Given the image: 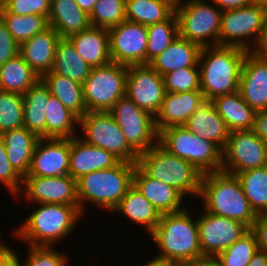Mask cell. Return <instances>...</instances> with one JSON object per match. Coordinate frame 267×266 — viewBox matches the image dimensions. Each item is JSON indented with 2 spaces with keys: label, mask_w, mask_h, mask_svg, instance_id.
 Returning <instances> with one entry per match:
<instances>
[{
  "label": "cell",
  "mask_w": 267,
  "mask_h": 266,
  "mask_svg": "<svg viewBox=\"0 0 267 266\" xmlns=\"http://www.w3.org/2000/svg\"><path fill=\"white\" fill-rule=\"evenodd\" d=\"M23 95L0 90V135L23 127Z\"/></svg>",
  "instance_id": "cell-42"
},
{
  "label": "cell",
  "mask_w": 267,
  "mask_h": 266,
  "mask_svg": "<svg viewBox=\"0 0 267 266\" xmlns=\"http://www.w3.org/2000/svg\"><path fill=\"white\" fill-rule=\"evenodd\" d=\"M267 165V143L252 130L231 131L222 150L221 171L236 175Z\"/></svg>",
  "instance_id": "cell-12"
},
{
  "label": "cell",
  "mask_w": 267,
  "mask_h": 266,
  "mask_svg": "<svg viewBox=\"0 0 267 266\" xmlns=\"http://www.w3.org/2000/svg\"><path fill=\"white\" fill-rule=\"evenodd\" d=\"M145 261L144 263L142 262V264H139L138 266H175L174 263L155 257H152L151 259L148 260L146 259Z\"/></svg>",
  "instance_id": "cell-55"
},
{
  "label": "cell",
  "mask_w": 267,
  "mask_h": 266,
  "mask_svg": "<svg viewBox=\"0 0 267 266\" xmlns=\"http://www.w3.org/2000/svg\"><path fill=\"white\" fill-rule=\"evenodd\" d=\"M190 163L201 174L221 171L222 150L213 142L193 134L190 146Z\"/></svg>",
  "instance_id": "cell-38"
},
{
  "label": "cell",
  "mask_w": 267,
  "mask_h": 266,
  "mask_svg": "<svg viewBox=\"0 0 267 266\" xmlns=\"http://www.w3.org/2000/svg\"><path fill=\"white\" fill-rule=\"evenodd\" d=\"M221 11L249 6L257 0H211Z\"/></svg>",
  "instance_id": "cell-52"
},
{
  "label": "cell",
  "mask_w": 267,
  "mask_h": 266,
  "mask_svg": "<svg viewBox=\"0 0 267 266\" xmlns=\"http://www.w3.org/2000/svg\"><path fill=\"white\" fill-rule=\"evenodd\" d=\"M197 226L202 255L216 257L243 236L249 228L240 221L200 211Z\"/></svg>",
  "instance_id": "cell-14"
},
{
  "label": "cell",
  "mask_w": 267,
  "mask_h": 266,
  "mask_svg": "<svg viewBox=\"0 0 267 266\" xmlns=\"http://www.w3.org/2000/svg\"><path fill=\"white\" fill-rule=\"evenodd\" d=\"M190 208L187 205L178 212L161 215L158 225L149 235L159 251L154 255L155 258L182 264L204 257L199 241L197 217H193Z\"/></svg>",
  "instance_id": "cell-2"
},
{
  "label": "cell",
  "mask_w": 267,
  "mask_h": 266,
  "mask_svg": "<svg viewBox=\"0 0 267 266\" xmlns=\"http://www.w3.org/2000/svg\"><path fill=\"white\" fill-rule=\"evenodd\" d=\"M193 134L184 126L168 127L158 133V144L167 152L190 163Z\"/></svg>",
  "instance_id": "cell-43"
},
{
  "label": "cell",
  "mask_w": 267,
  "mask_h": 266,
  "mask_svg": "<svg viewBox=\"0 0 267 266\" xmlns=\"http://www.w3.org/2000/svg\"><path fill=\"white\" fill-rule=\"evenodd\" d=\"M0 137L4 141L8 160L24 179L30 169L32 155L40 138L25 127L6 131Z\"/></svg>",
  "instance_id": "cell-27"
},
{
  "label": "cell",
  "mask_w": 267,
  "mask_h": 266,
  "mask_svg": "<svg viewBox=\"0 0 267 266\" xmlns=\"http://www.w3.org/2000/svg\"><path fill=\"white\" fill-rule=\"evenodd\" d=\"M1 240L2 238H0V259L11 249L9 244L7 245V243L4 242L5 240Z\"/></svg>",
  "instance_id": "cell-59"
},
{
  "label": "cell",
  "mask_w": 267,
  "mask_h": 266,
  "mask_svg": "<svg viewBox=\"0 0 267 266\" xmlns=\"http://www.w3.org/2000/svg\"><path fill=\"white\" fill-rule=\"evenodd\" d=\"M258 250L256 236L249 229L215 258L218 260L220 266H246Z\"/></svg>",
  "instance_id": "cell-40"
},
{
  "label": "cell",
  "mask_w": 267,
  "mask_h": 266,
  "mask_svg": "<svg viewBox=\"0 0 267 266\" xmlns=\"http://www.w3.org/2000/svg\"><path fill=\"white\" fill-rule=\"evenodd\" d=\"M51 0H11L3 8L16 15L38 14L48 18Z\"/></svg>",
  "instance_id": "cell-47"
},
{
  "label": "cell",
  "mask_w": 267,
  "mask_h": 266,
  "mask_svg": "<svg viewBox=\"0 0 267 266\" xmlns=\"http://www.w3.org/2000/svg\"><path fill=\"white\" fill-rule=\"evenodd\" d=\"M91 70L92 67L77 53L71 41L60 38L51 71L83 84Z\"/></svg>",
  "instance_id": "cell-33"
},
{
  "label": "cell",
  "mask_w": 267,
  "mask_h": 266,
  "mask_svg": "<svg viewBox=\"0 0 267 266\" xmlns=\"http://www.w3.org/2000/svg\"><path fill=\"white\" fill-rule=\"evenodd\" d=\"M49 96V89L41 79L23 94V127L36 134L39 138H46L45 112Z\"/></svg>",
  "instance_id": "cell-30"
},
{
  "label": "cell",
  "mask_w": 267,
  "mask_h": 266,
  "mask_svg": "<svg viewBox=\"0 0 267 266\" xmlns=\"http://www.w3.org/2000/svg\"><path fill=\"white\" fill-rule=\"evenodd\" d=\"M0 266H21L19 257L12 248L0 259Z\"/></svg>",
  "instance_id": "cell-53"
},
{
  "label": "cell",
  "mask_w": 267,
  "mask_h": 266,
  "mask_svg": "<svg viewBox=\"0 0 267 266\" xmlns=\"http://www.w3.org/2000/svg\"><path fill=\"white\" fill-rule=\"evenodd\" d=\"M199 199L205 211L240 221L249 229L256 220L236 175L224 171L202 174Z\"/></svg>",
  "instance_id": "cell-4"
},
{
  "label": "cell",
  "mask_w": 267,
  "mask_h": 266,
  "mask_svg": "<svg viewBox=\"0 0 267 266\" xmlns=\"http://www.w3.org/2000/svg\"><path fill=\"white\" fill-rule=\"evenodd\" d=\"M168 5L175 12L179 9V7L185 2V0H157Z\"/></svg>",
  "instance_id": "cell-58"
},
{
  "label": "cell",
  "mask_w": 267,
  "mask_h": 266,
  "mask_svg": "<svg viewBox=\"0 0 267 266\" xmlns=\"http://www.w3.org/2000/svg\"><path fill=\"white\" fill-rule=\"evenodd\" d=\"M108 112L121 128L129 146L138 155L158 143L155 117L139 108L128 96L120 98Z\"/></svg>",
  "instance_id": "cell-11"
},
{
  "label": "cell",
  "mask_w": 267,
  "mask_h": 266,
  "mask_svg": "<svg viewBox=\"0 0 267 266\" xmlns=\"http://www.w3.org/2000/svg\"><path fill=\"white\" fill-rule=\"evenodd\" d=\"M40 79L48 87L50 94L79 119L87 113L83 84L52 71L45 73Z\"/></svg>",
  "instance_id": "cell-31"
},
{
  "label": "cell",
  "mask_w": 267,
  "mask_h": 266,
  "mask_svg": "<svg viewBox=\"0 0 267 266\" xmlns=\"http://www.w3.org/2000/svg\"><path fill=\"white\" fill-rule=\"evenodd\" d=\"M0 18L6 24L13 39L21 44L34 35L44 31L49 27L48 18L43 15H16L0 8Z\"/></svg>",
  "instance_id": "cell-36"
},
{
  "label": "cell",
  "mask_w": 267,
  "mask_h": 266,
  "mask_svg": "<svg viewBox=\"0 0 267 266\" xmlns=\"http://www.w3.org/2000/svg\"><path fill=\"white\" fill-rule=\"evenodd\" d=\"M163 79L168 93L200 90L199 67L180 68L165 74Z\"/></svg>",
  "instance_id": "cell-45"
},
{
  "label": "cell",
  "mask_w": 267,
  "mask_h": 266,
  "mask_svg": "<svg viewBox=\"0 0 267 266\" xmlns=\"http://www.w3.org/2000/svg\"><path fill=\"white\" fill-rule=\"evenodd\" d=\"M133 186L161 215L178 212L185 208L184 202H187V199L178 190L151 178L138 164L133 173Z\"/></svg>",
  "instance_id": "cell-19"
},
{
  "label": "cell",
  "mask_w": 267,
  "mask_h": 266,
  "mask_svg": "<svg viewBox=\"0 0 267 266\" xmlns=\"http://www.w3.org/2000/svg\"><path fill=\"white\" fill-rule=\"evenodd\" d=\"M251 52L258 57L267 59V9L265 12L261 34Z\"/></svg>",
  "instance_id": "cell-51"
},
{
  "label": "cell",
  "mask_w": 267,
  "mask_h": 266,
  "mask_svg": "<svg viewBox=\"0 0 267 266\" xmlns=\"http://www.w3.org/2000/svg\"><path fill=\"white\" fill-rule=\"evenodd\" d=\"M137 164L151 178L174 187L185 198H199L202 174L187 160L170 154L158 143L141 153Z\"/></svg>",
  "instance_id": "cell-6"
},
{
  "label": "cell",
  "mask_w": 267,
  "mask_h": 266,
  "mask_svg": "<svg viewBox=\"0 0 267 266\" xmlns=\"http://www.w3.org/2000/svg\"><path fill=\"white\" fill-rule=\"evenodd\" d=\"M48 22L61 38H69L91 26L89 15L74 0H51Z\"/></svg>",
  "instance_id": "cell-25"
},
{
  "label": "cell",
  "mask_w": 267,
  "mask_h": 266,
  "mask_svg": "<svg viewBox=\"0 0 267 266\" xmlns=\"http://www.w3.org/2000/svg\"><path fill=\"white\" fill-rule=\"evenodd\" d=\"M20 44H18L6 24L0 18V66L6 61L19 54Z\"/></svg>",
  "instance_id": "cell-48"
},
{
  "label": "cell",
  "mask_w": 267,
  "mask_h": 266,
  "mask_svg": "<svg viewBox=\"0 0 267 266\" xmlns=\"http://www.w3.org/2000/svg\"><path fill=\"white\" fill-rule=\"evenodd\" d=\"M195 266H220L215 257H202L195 259Z\"/></svg>",
  "instance_id": "cell-57"
},
{
  "label": "cell",
  "mask_w": 267,
  "mask_h": 266,
  "mask_svg": "<svg viewBox=\"0 0 267 266\" xmlns=\"http://www.w3.org/2000/svg\"><path fill=\"white\" fill-rule=\"evenodd\" d=\"M265 12L258 0L249 6L222 11L219 46L251 51L261 34Z\"/></svg>",
  "instance_id": "cell-9"
},
{
  "label": "cell",
  "mask_w": 267,
  "mask_h": 266,
  "mask_svg": "<svg viewBox=\"0 0 267 266\" xmlns=\"http://www.w3.org/2000/svg\"><path fill=\"white\" fill-rule=\"evenodd\" d=\"M0 184L6 187L10 196L15 198L21 192L23 187V178L14 170L8 160L6 147L3 139L0 137Z\"/></svg>",
  "instance_id": "cell-46"
},
{
  "label": "cell",
  "mask_w": 267,
  "mask_h": 266,
  "mask_svg": "<svg viewBox=\"0 0 267 266\" xmlns=\"http://www.w3.org/2000/svg\"><path fill=\"white\" fill-rule=\"evenodd\" d=\"M60 38L61 36L49 26L20 44L19 54L39 78L52 70Z\"/></svg>",
  "instance_id": "cell-22"
},
{
  "label": "cell",
  "mask_w": 267,
  "mask_h": 266,
  "mask_svg": "<svg viewBox=\"0 0 267 266\" xmlns=\"http://www.w3.org/2000/svg\"><path fill=\"white\" fill-rule=\"evenodd\" d=\"M68 39L91 67H101L112 62L108 29L90 26Z\"/></svg>",
  "instance_id": "cell-23"
},
{
  "label": "cell",
  "mask_w": 267,
  "mask_h": 266,
  "mask_svg": "<svg viewBox=\"0 0 267 266\" xmlns=\"http://www.w3.org/2000/svg\"><path fill=\"white\" fill-rule=\"evenodd\" d=\"M175 266H195V260H189L182 264H175Z\"/></svg>",
  "instance_id": "cell-60"
},
{
  "label": "cell",
  "mask_w": 267,
  "mask_h": 266,
  "mask_svg": "<svg viewBox=\"0 0 267 266\" xmlns=\"http://www.w3.org/2000/svg\"><path fill=\"white\" fill-rule=\"evenodd\" d=\"M252 131L267 143V110L256 112Z\"/></svg>",
  "instance_id": "cell-50"
},
{
  "label": "cell",
  "mask_w": 267,
  "mask_h": 266,
  "mask_svg": "<svg viewBox=\"0 0 267 266\" xmlns=\"http://www.w3.org/2000/svg\"><path fill=\"white\" fill-rule=\"evenodd\" d=\"M165 95L164 79L149 64L127 66L126 96L139 108L156 116Z\"/></svg>",
  "instance_id": "cell-15"
},
{
  "label": "cell",
  "mask_w": 267,
  "mask_h": 266,
  "mask_svg": "<svg viewBox=\"0 0 267 266\" xmlns=\"http://www.w3.org/2000/svg\"><path fill=\"white\" fill-rule=\"evenodd\" d=\"M40 78L18 54L0 66V90L25 94Z\"/></svg>",
  "instance_id": "cell-34"
},
{
  "label": "cell",
  "mask_w": 267,
  "mask_h": 266,
  "mask_svg": "<svg viewBox=\"0 0 267 266\" xmlns=\"http://www.w3.org/2000/svg\"><path fill=\"white\" fill-rule=\"evenodd\" d=\"M175 13L180 37L201 48L219 45L222 11L211 0H186Z\"/></svg>",
  "instance_id": "cell-7"
},
{
  "label": "cell",
  "mask_w": 267,
  "mask_h": 266,
  "mask_svg": "<svg viewBox=\"0 0 267 266\" xmlns=\"http://www.w3.org/2000/svg\"><path fill=\"white\" fill-rule=\"evenodd\" d=\"M70 139L40 138L27 176L57 177L69 174Z\"/></svg>",
  "instance_id": "cell-17"
},
{
  "label": "cell",
  "mask_w": 267,
  "mask_h": 266,
  "mask_svg": "<svg viewBox=\"0 0 267 266\" xmlns=\"http://www.w3.org/2000/svg\"><path fill=\"white\" fill-rule=\"evenodd\" d=\"M205 101L201 90L181 93L165 92L162 106L155 116L157 133L168 127L184 126L189 117Z\"/></svg>",
  "instance_id": "cell-20"
},
{
  "label": "cell",
  "mask_w": 267,
  "mask_h": 266,
  "mask_svg": "<svg viewBox=\"0 0 267 266\" xmlns=\"http://www.w3.org/2000/svg\"><path fill=\"white\" fill-rule=\"evenodd\" d=\"M246 266H267V252L258 250Z\"/></svg>",
  "instance_id": "cell-54"
},
{
  "label": "cell",
  "mask_w": 267,
  "mask_h": 266,
  "mask_svg": "<svg viewBox=\"0 0 267 266\" xmlns=\"http://www.w3.org/2000/svg\"><path fill=\"white\" fill-rule=\"evenodd\" d=\"M89 18L91 26L109 30L126 20V1L97 0Z\"/></svg>",
  "instance_id": "cell-41"
},
{
  "label": "cell",
  "mask_w": 267,
  "mask_h": 266,
  "mask_svg": "<svg viewBox=\"0 0 267 266\" xmlns=\"http://www.w3.org/2000/svg\"><path fill=\"white\" fill-rule=\"evenodd\" d=\"M228 130H252L256 111L242 98L239 91L211 100Z\"/></svg>",
  "instance_id": "cell-29"
},
{
  "label": "cell",
  "mask_w": 267,
  "mask_h": 266,
  "mask_svg": "<svg viewBox=\"0 0 267 266\" xmlns=\"http://www.w3.org/2000/svg\"><path fill=\"white\" fill-rule=\"evenodd\" d=\"M267 9V0H258Z\"/></svg>",
  "instance_id": "cell-62"
},
{
  "label": "cell",
  "mask_w": 267,
  "mask_h": 266,
  "mask_svg": "<svg viewBox=\"0 0 267 266\" xmlns=\"http://www.w3.org/2000/svg\"><path fill=\"white\" fill-rule=\"evenodd\" d=\"M119 161L111 152L88 144L78 136L70 139L69 175L76 181L91 172L114 167Z\"/></svg>",
  "instance_id": "cell-21"
},
{
  "label": "cell",
  "mask_w": 267,
  "mask_h": 266,
  "mask_svg": "<svg viewBox=\"0 0 267 266\" xmlns=\"http://www.w3.org/2000/svg\"><path fill=\"white\" fill-rule=\"evenodd\" d=\"M174 13L157 0H126V20L145 26L168 20Z\"/></svg>",
  "instance_id": "cell-37"
},
{
  "label": "cell",
  "mask_w": 267,
  "mask_h": 266,
  "mask_svg": "<svg viewBox=\"0 0 267 266\" xmlns=\"http://www.w3.org/2000/svg\"><path fill=\"white\" fill-rule=\"evenodd\" d=\"M78 129L77 136L84 142L111 152L120 161L137 164L139 155L129 146L121 128L108 111L87 112L79 119Z\"/></svg>",
  "instance_id": "cell-8"
},
{
  "label": "cell",
  "mask_w": 267,
  "mask_h": 266,
  "mask_svg": "<svg viewBox=\"0 0 267 266\" xmlns=\"http://www.w3.org/2000/svg\"><path fill=\"white\" fill-rule=\"evenodd\" d=\"M192 134L209 140L221 150L226 146L230 131L211 101H205L184 125Z\"/></svg>",
  "instance_id": "cell-24"
},
{
  "label": "cell",
  "mask_w": 267,
  "mask_h": 266,
  "mask_svg": "<svg viewBox=\"0 0 267 266\" xmlns=\"http://www.w3.org/2000/svg\"><path fill=\"white\" fill-rule=\"evenodd\" d=\"M11 0H0V8H3Z\"/></svg>",
  "instance_id": "cell-61"
},
{
  "label": "cell",
  "mask_w": 267,
  "mask_h": 266,
  "mask_svg": "<svg viewBox=\"0 0 267 266\" xmlns=\"http://www.w3.org/2000/svg\"><path fill=\"white\" fill-rule=\"evenodd\" d=\"M113 212L122 215L130 223L133 221V224L145 228L147 235L154 231L161 217L157 209L133 185Z\"/></svg>",
  "instance_id": "cell-28"
},
{
  "label": "cell",
  "mask_w": 267,
  "mask_h": 266,
  "mask_svg": "<svg viewBox=\"0 0 267 266\" xmlns=\"http://www.w3.org/2000/svg\"><path fill=\"white\" fill-rule=\"evenodd\" d=\"M251 208L258 214H267V165L236 174Z\"/></svg>",
  "instance_id": "cell-35"
},
{
  "label": "cell",
  "mask_w": 267,
  "mask_h": 266,
  "mask_svg": "<svg viewBox=\"0 0 267 266\" xmlns=\"http://www.w3.org/2000/svg\"><path fill=\"white\" fill-rule=\"evenodd\" d=\"M251 230L256 236L258 249L267 252V214H258Z\"/></svg>",
  "instance_id": "cell-49"
},
{
  "label": "cell",
  "mask_w": 267,
  "mask_h": 266,
  "mask_svg": "<svg viewBox=\"0 0 267 266\" xmlns=\"http://www.w3.org/2000/svg\"><path fill=\"white\" fill-rule=\"evenodd\" d=\"M80 9H82L88 15L93 11L94 5L97 0H74Z\"/></svg>",
  "instance_id": "cell-56"
},
{
  "label": "cell",
  "mask_w": 267,
  "mask_h": 266,
  "mask_svg": "<svg viewBox=\"0 0 267 266\" xmlns=\"http://www.w3.org/2000/svg\"><path fill=\"white\" fill-rule=\"evenodd\" d=\"M148 43L146 48V64H149L163 52L179 35L178 19L174 13L168 20L147 26Z\"/></svg>",
  "instance_id": "cell-39"
},
{
  "label": "cell",
  "mask_w": 267,
  "mask_h": 266,
  "mask_svg": "<svg viewBox=\"0 0 267 266\" xmlns=\"http://www.w3.org/2000/svg\"><path fill=\"white\" fill-rule=\"evenodd\" d=\"M32 213L12 231L13 236L28 246L57 247L70 239L83 214L72 205L33 204ZM80 221V222H79ZM22 240V241H21Z\"/></svg>",
  "instance_id": "cell-1"
},
{
  "label": "cell",
  "mask_w": 267,
  "mask_h": 266,
  "mask_svg": "<svg viewBox=\"0 0 267 266\" xmlns=\"http://www.w3.org/2000/svg\"><path fill=\"white\" fill-rule=\"evenodd\" d=\"M135 166L136 164L119 161L114 167L94 171L79 178L77 197L83 216L87 214L88 204L112 213L133 185Z\"/></svg>",
  "instance_id": "cell-5"
},
{
  "label": "cell",
  "mask_w": 267,
  "mask_h": 266,
  "mask_svg": "<svg viewBox=\"0 0 267 266\" xmlns=\"http://www.w3.org/2000/svg\"><path fill=\"white\" fill-rule=\"evenodd\" d=\"M109 35L113 63L126 66L146 64L147 26L124 20L109 29Z\"/></svg>",
  "instance_id": "cell-16"
},
{
  "label": "cell",
  "mask_w": 267,
  "mask_h": 266,
  "mask_svg": "<svg viewBox=\"0 0 267 266\" xmlns=\"http://www.w3.org/2000/svg\"><path fill=\"white\" fill-rule=\"evenodd\" d=\"M20 198L31 205L64 204L75 206L80 211L77 181L69 174L57 177L26 176L21 192L14 199L21 203Z\"/></svg>",
  "instance_id": "cell-13"
},
{
  "label": "cell",
  "mask_w": 267,
  "mask_h": 266,
  "mask_svg": "<svg viewBox=\"0 0 267 266\" xmlns=\"http://www.w3.org/2000/svg\"><path fill=\"white\" fill-rule=\"evenodd\" d=\"M45 114L46 138L71 139L78 135L79 118L52 94Z\"/></svg>",
  "instance_id": "cell-32"
},
{
  "label": "cell",
  "mask_w": 267,
  "mask_h": 266,
  "mask_svg": "<svg viewBox=\"0 0 267 266\" xmlns=\"http://www.w3.org/2000/svg\"><path fill=\"white\" fill-rule=\"evenodd\" d=\"M127 66L109 63L92 67L83 83L84 101L87 112H107L126 95Z\"/></svg>",
  "instance_id": "cell-10"
},
{
  "label": "cell",
  "mask_w": 267,
  "mask_h": 266,
  "mask_svg": "<svg viewBox=\"0 0 267 266\" xmlns=\"http://www.w3.org/2000/svg\"><path fill=\"white\" fill-rule=\"evenodd\" d=\"M246 50L230 46L202 47L198 59L200 90L206 101L239 91Z\"/></svg>",
  "instance_id": "cell-3"
},
{
  "label": "cell",
  "mask_w": 267,
  "mask_h": 266,
  "mask_svg": "<svg viewBox=\"0 0 267 266\" xmlns=\"http://www.w3.org/2000/svg\"><path fill=\"white\" fill-rule=\"evenodd\" d=\"M239 92L256 112L267 110V59L246 52L242 64Z\"/></svg>",
  "instance_id": "cell-18"
},
{
  "label": "cell",
  "mask_w": 267,
  "mask_h": 266,
  "mask_svg": "<svg viewBox=\"0 0 267 266\" xmlns=\"http://www.w3.org/2000/svg\"><path fill=\"white\" fill-rule=\"evenodd\" d=\"M27 249L25 259H21L19 253L12 249L18 255L21 266H71L67 253L58 251L55 246H28Z\"/></svg>",
  "instance_id": "cell-44"
},
{
  "label": "cell",
  "mask_w": 267,
  "mask_h": 266,
  "mask_svg": "<svg viewBox=\"0 0 267 266\" xmlns=\"http://www.w3.org/2000/svg\"><path fill=\"white\" fill-rule=\"evenodd\" d=\"M201 47L179 35L149 65L161 76L180 68L198 67Z\"/></svg>",
  "instance_id": "cell-26"
}]
</instances>
